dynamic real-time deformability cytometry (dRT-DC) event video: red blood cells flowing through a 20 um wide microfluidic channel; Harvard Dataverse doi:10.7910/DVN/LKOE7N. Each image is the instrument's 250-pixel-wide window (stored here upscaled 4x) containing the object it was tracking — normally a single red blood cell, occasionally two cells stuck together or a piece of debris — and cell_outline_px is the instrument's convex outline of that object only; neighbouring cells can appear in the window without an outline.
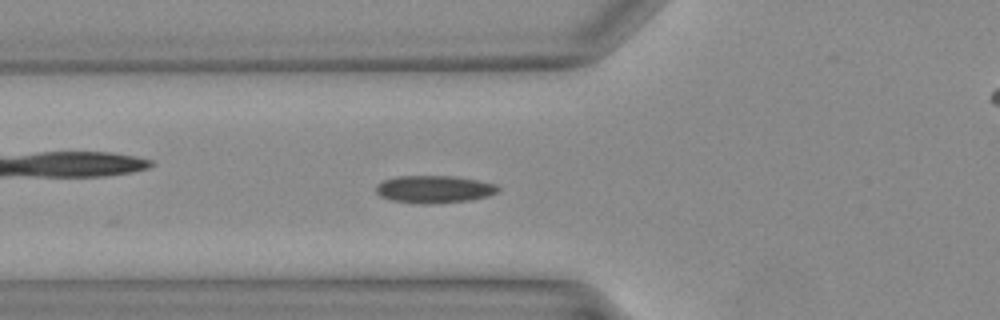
{"species": "Egyptian fruit bat (a non-hibernating species)", "species_latin": "Rousettus aegyptiacus", "temperature_condition": "warm", "stored_images_in_passage": 6, "camera_frame_rate_fps": 3000, "um_per_image_px": 0.085, "animal": {"sex": "female"}, "frame": {"image": 1, "passage_image": 2, "time_ms": 0.333, "image_size_px": [1000, 320], "cell_outline_px": [[500, 188], [496, 192], [488, 196], [468, 200], [428, 204], [424, 204], [392, 200], [380, 196], [376, 192], [376, 184], [384, 180], [396, 176], [456, 176], [496, 184]], "centroid_in_image_um": [36.88, 16.07], "position_along_channel_um": 88.9, "area_um2": 19.42}}